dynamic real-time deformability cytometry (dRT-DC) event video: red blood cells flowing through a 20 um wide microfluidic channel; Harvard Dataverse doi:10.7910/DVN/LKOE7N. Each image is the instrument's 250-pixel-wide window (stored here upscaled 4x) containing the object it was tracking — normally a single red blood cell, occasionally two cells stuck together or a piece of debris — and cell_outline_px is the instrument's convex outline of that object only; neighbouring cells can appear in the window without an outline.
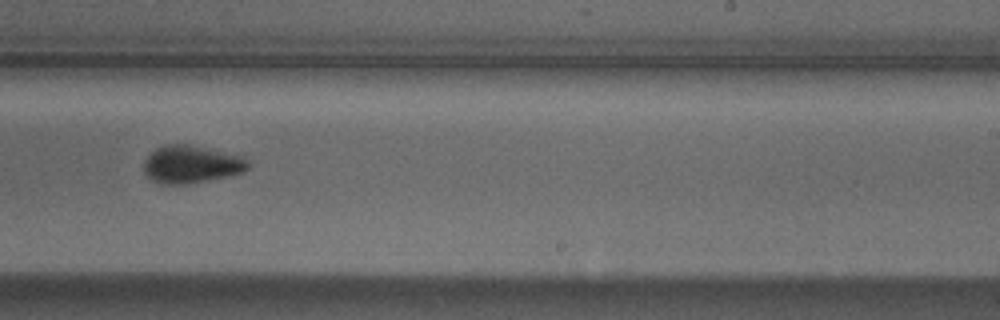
{"species": "Egyptian fruit bat (a non-hibernating species)", "species_latin": "Rousettus aegyptiacus", "temperature_condition": "cold", "stored_images_in_passage": 9, "camera_frame_rate_fps": 3000, "um_per_image_px": 0.085, "animal": {"sex": "male"}, "frame": {"image": 1, "passage_image": 8, "time_ms": 2.333, "image_size_px": [1000, 320], "cell_outline_px": [[248, 168], [244, 172], [228, 176], [188, 184], [160, 184], [152, 180], [144, 172], [144, 160], [156, 148], [164, 144], [188, 144], [244, 156], [248, 160]], "centroid_in_image_um": [16.26, 13.97], "position_along_channel_um": 272.7, "area_um2": 22.95}}
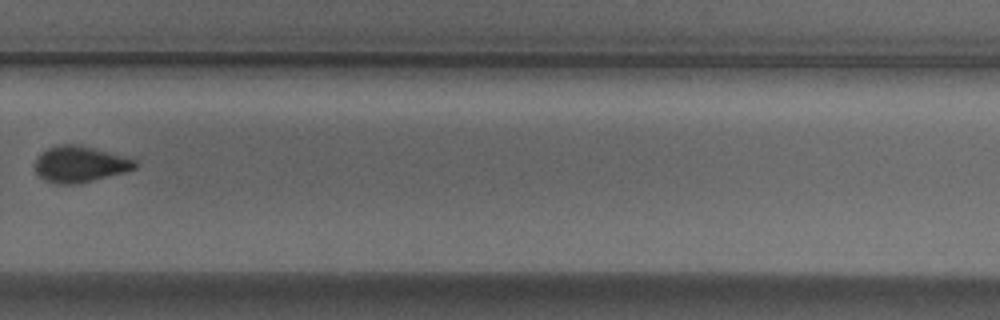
{"frame": {"image": 2, "passage_image": 9, "time_ms": 2.667, "image_size_px": [1000, 320], "cell_outline_px": [[140, 164], [136, 168], [124, 172], [92, 180], [72, 184], [56, 184], [44, 180], [36, 172], [32, 164], [36, 156], [48, 148], [60, 144], [80, 144], [124, 156], [136, 160]], "centroid_in_image_um": [6.76, 13.94], "position_along_channel_um": 323.0, "area_um2": 21.27}}